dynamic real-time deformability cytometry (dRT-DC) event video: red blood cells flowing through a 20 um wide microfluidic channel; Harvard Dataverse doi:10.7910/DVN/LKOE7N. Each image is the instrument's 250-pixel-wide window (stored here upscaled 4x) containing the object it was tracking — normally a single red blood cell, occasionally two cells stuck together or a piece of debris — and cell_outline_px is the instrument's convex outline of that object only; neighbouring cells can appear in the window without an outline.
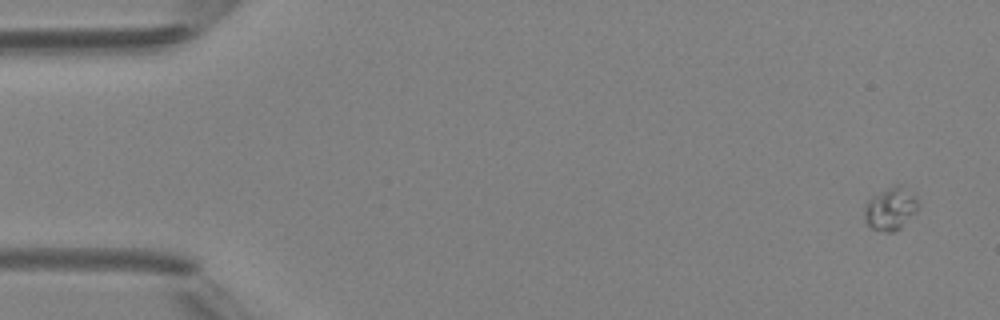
{"species": "Egyptian fruit bat (a non-hibernating species)", "species_latin": "Rousettus aegyptiacus", "temperature_condition": "room temperature", "stored_images_in_passage": 6, "camera_frame_rate_fps": 3000, "um_per_image_px": 0.085, "animal": {"sex": "female"}, "frame": {"image": 1, "passage_image": 1, "time_ms": 0.0, "image_size_px": [1000, 320], "cell_outline_px": [[920, 204], [916, 212], [896, 232], [884, 232], [872, 228], [864, 220], [864, 208], [868, 200], [872, 196], [892, 184], [904, 184], [920, 200]], "centroid_in_image_um": [75.73, 17.7], "position_along_channel_um": 9.3, "area_um2": 13.87}}